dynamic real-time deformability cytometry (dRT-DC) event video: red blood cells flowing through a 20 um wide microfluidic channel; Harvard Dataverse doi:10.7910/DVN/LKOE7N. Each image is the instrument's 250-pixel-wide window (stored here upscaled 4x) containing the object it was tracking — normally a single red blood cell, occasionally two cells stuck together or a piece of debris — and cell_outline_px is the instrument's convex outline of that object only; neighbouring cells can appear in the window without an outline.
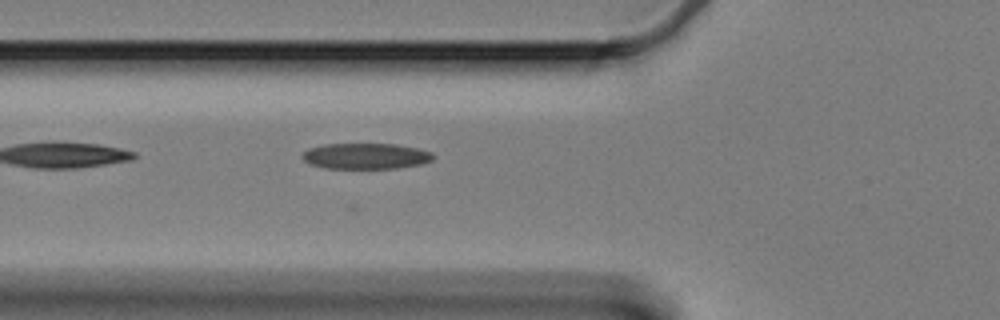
{"species": "Egyptian fruit bat (a non-hibernating species)", "species_latin": "Rousettus aegyptiacus", "temperature_condition": "cold", "stored_images_in_passage": 28, "camera_frame_rate_fps": 3000, "um_per_image_px": 0.085, "animal": {"sex": "female"}, "frame": {"image": 1, "passage_image": 9, "time_ms": 2.667, "image_size_px": [1000, 320], "cell_outline_px": [[436, 156], [432, 160], [420, 164], [396, 168], [324, 168], [308, 164], [300, 156], [308, 148], [324, 144], [396, 144], [420, 148], [432, 152]], "centroid_in_image_um": [31.09, 13.26], "position_along_channel_um": 94.7, "area_um2": 19.88}}
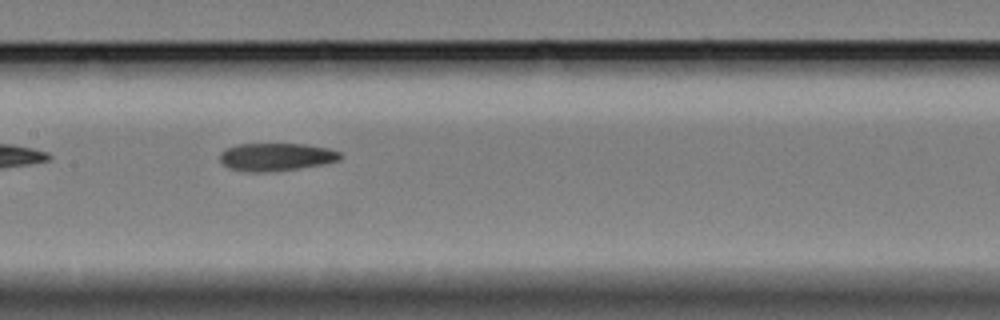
{"frame": {"image": 2, "passage_image": 17, "time_ms": 5.333, "image_size_px": [1000, 320], "cell_outline_px": [[344, 156], [340, 160], [324, 164], [300, 168], [264, 172], [248, 172], [228, 168], [220, 164], [220, 152], [224, 148], [236, 144], [304, 144], [328, 148], [340, 152]], "centroid_in_image_um": [23.44, 13.34], "position_along_channel_um": 184.0, "area_um2": 19.83}}
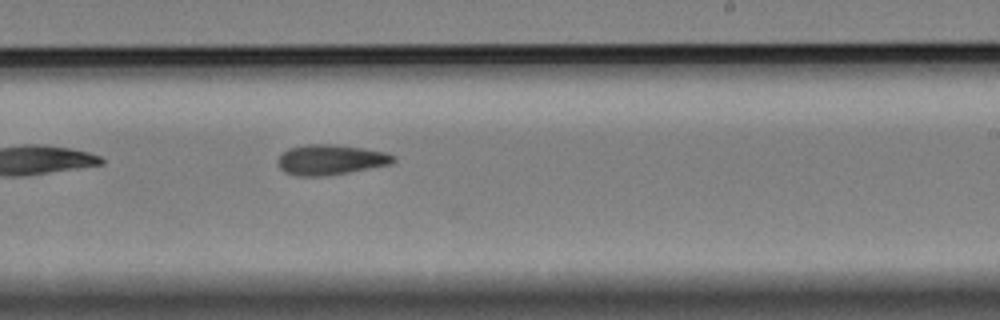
{"frame": {"image": 3, "passage_image": 24, "time_ms": 7.667, "image_size_px": [1000, 320], "cell_outline_px": [[396, 160], [392, 164], [328, 176], [300, 176], [284, 172], [276, 164], [276, 160], [280, 152], [288, 148], [304, 144], [332, 144], [360, 148], [384, 152], [396, 156]], "centroid_in_image_um": [28.04, 13.58], "position_along_channel_um": 261.0, "area_um2": 20.63}}